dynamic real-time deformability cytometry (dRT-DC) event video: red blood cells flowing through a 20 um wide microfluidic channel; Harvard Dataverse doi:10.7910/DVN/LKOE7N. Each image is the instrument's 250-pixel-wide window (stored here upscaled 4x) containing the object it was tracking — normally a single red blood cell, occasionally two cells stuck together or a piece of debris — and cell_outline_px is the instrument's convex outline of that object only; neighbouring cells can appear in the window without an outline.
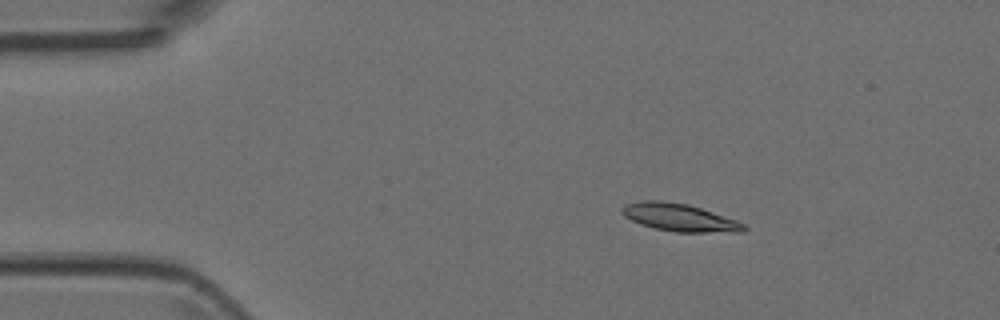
{"species": "Egyptian fruit bat (a non-hibernating species)", "species_latin": "Rousettus aegyptiacus", "temperature_condition": "room temperature", "stored_images_in_passage": 5, "camera_frame_rate_fps": 3000, "um_per_image_px": 0.085, "animal": {"sex": "female"}, "frame": {"image": 1, "passage_image": 2, "time_ms": 0.333, "image_size_px": [1000, 320], "cell_outline_px": [[748, 228], [744, 232], [676, 232], [652, 228], [640, 224], [624, 216], [620, 212], [620, 208], [624, 204], [640, 200], [660, 200], [688, 204], [736, 220], [744, 224]], "centroid_in_image_um": [57.71, 18.48], "position_along_channel_um": 27.3, "area_um2": 19.77}}
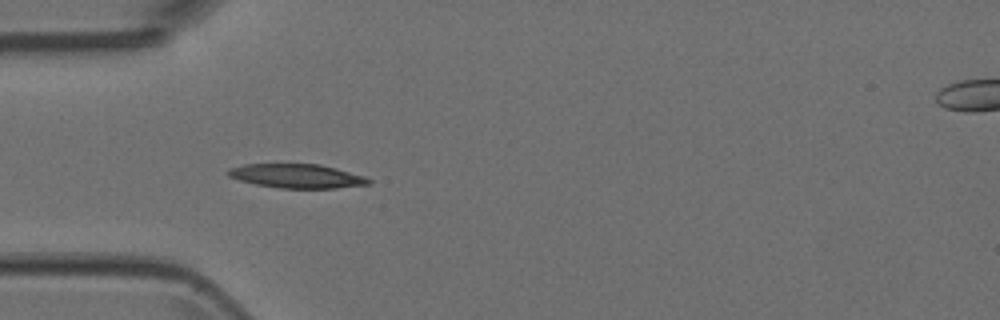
{"frame": {"image": 2, "passage_image": 4, "time_ms": 1.0, "image_size_px": [1000, 320], "cell_outline_px": [[372, 180], [368, 184], [336, 188], [280, 188], [256, 184], [240, 180], [228, 176], [224, 172], [228, 168], [244, 164], [320, 164], [336, 168], [364, 176]], "centroid_in_image_um": [25.19, 14.95], "position_along_channel_um": 59.8, "area_um2": 19.65}}
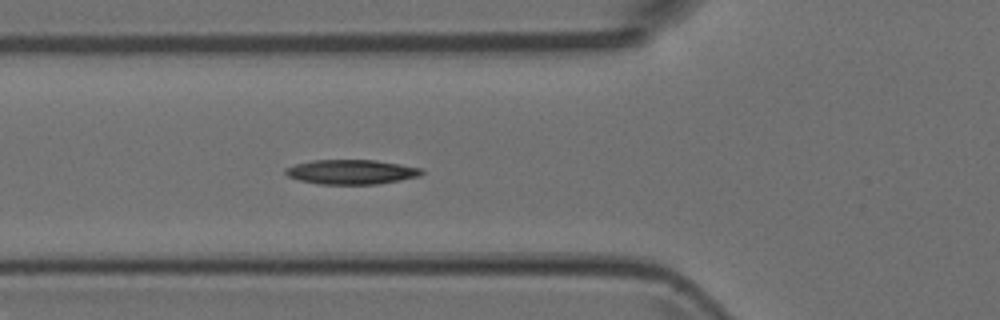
{"frame": {"image": 3, "passage_image": 5, "time_ms": 1.333, "image_size_px": [1000, 320], "cell_outline_px": [[424, 172], [420, 176], [380, 184], [320, 184], [300, 180], [288, 176], [284, 172], [284, 168], [296, 164], [312, 160], [376, 160], [424, 168]], "centroid_in_image_um": [29.9, 14.61], "position_along_channel_um": 95.9, "area_um2": 19.59}}